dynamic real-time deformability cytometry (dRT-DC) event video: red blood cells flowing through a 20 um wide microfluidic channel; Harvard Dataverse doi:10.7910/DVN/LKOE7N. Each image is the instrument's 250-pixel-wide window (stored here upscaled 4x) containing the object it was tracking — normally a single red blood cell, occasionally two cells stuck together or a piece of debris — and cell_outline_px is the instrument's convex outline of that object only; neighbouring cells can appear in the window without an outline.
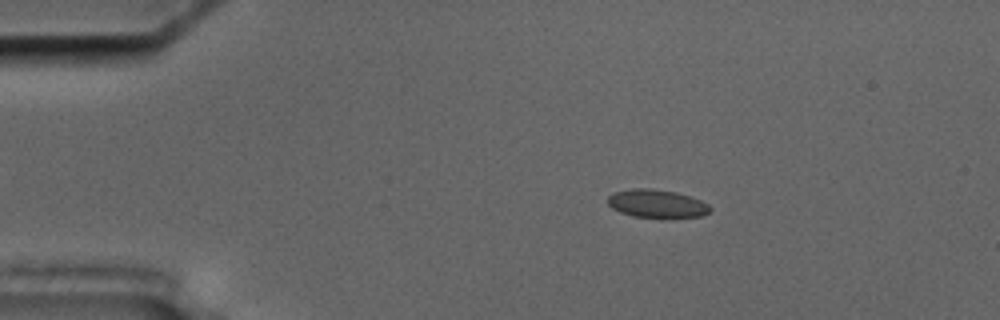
{"species": "common noctule bat (a hibernating species)", "species_latin": "Nyctalus noctula", "temperature_condition": "cold", "stored_images_in_passage": 52, "segment_of_instrument_passage": [1, 2], "camera_frame_rate_fps": 3000, "um_per_image_px": 0.085, "animal": {"sex": "male", "body_mass_g": 17.5, "forearm_length_mm": 52.3}, "frame": {"image": 1, "passage_image": 6, "time_ms": 1.667, "image_size_px": [1000, 320], "cell_outline_px": [[712, 208], [708, 212], [700, 216], [632, 216], [620, 212], [612, 208], [608, 204], [608, 196], [612, 192], [632, 188], [652, 188], [676, 192], [700, 200], [708, 204]], "centroid_in_image_um": [55.77, 17.27], "position_along_channel_um": 29.2, "area_um2": 16.42}}
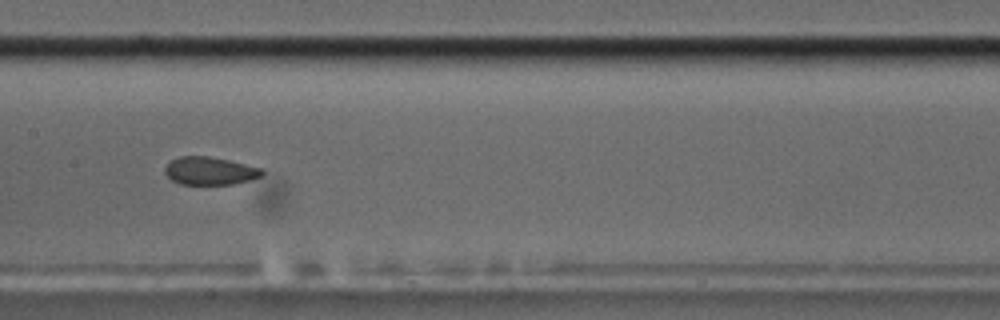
{"frame": {"image": 2, "passage_image": 24, "time_ms": 7.667, "image_size_px": [1000, 320], "cell_outline_px": [[264, 172], [260, 176], [248, 180], [232, 184], [180, 184], [172, 180], [164, 172], [164, 168], [172, 160], [180, 156], [208, 156], [228, 160], [264, 168]], "centroid_in_image_um": [17.84, 14.52], "position_along_channel_um": 189.6, "area_um2": 15.66}}
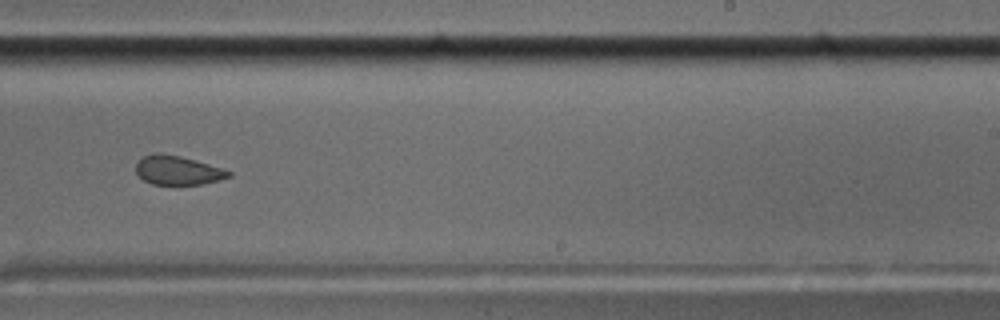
{"frame": {"image": 3, "passage_image": 31, "time_ms": 10.0, "image_size_px": [1000, 320], "cell_outline_px": [[232, 176], [200, 184], [152, 184], [144, 180], [136, 172], [136, 164], [144, 156], [156, 152], [160, 152], [180, 156], [224, 168], [232, 172]], "centroid_in_image_um": [15.11, 14.46], "position_along_channel_um": 273.9, "area_um2": 15.55}}